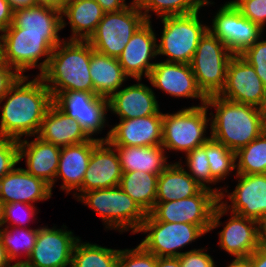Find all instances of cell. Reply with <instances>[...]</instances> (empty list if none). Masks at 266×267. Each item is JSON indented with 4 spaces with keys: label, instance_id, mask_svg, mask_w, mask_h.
I'll return each mask as SVG.
<instances>
[{
    "label": "cell",
    "instance_id": "1",
    "mask_svg": "<svg viewBox=\"0 0 266 267\" xmlns=\"http://www.w3.org/2000/svg\"><path fill=\"white\" fill-rule=\"evenodd\" d=\"M29 77L19 76L0 99L3 104L0 106V137L19 141L23 136L34 137L39 133L53 97L40 76L36 75L30 81Z\"/></svg>",
    "mask_w": 266,
    "mask_h": 267
},
{
    "label": "cell",
    "instance_id": "2",
    "mask_svg": "<svg viewBox=\"0 0 266 267\" xmlns=\"http://www.w3.org/2000/svg\"><path fill=\"white\" fill-rule=\"evenodd\" d=\"M211 111L210 136L237 152L266 129V111L249 104H240L219 95L207 97L205 103Z\"/></svg>",
    "mask_w": 266,
    "mask_h": 267
},
{
    "label": "cell",
    "instance_id": "3",
    "mask_svg": "<svg viewBox=\"0 0 266 267\" xmlns=\"http://www.w3.org/2000/svg\"><path fill=\"white\" fill-rule=\"evenodd\" d=\"M87 40H65L53 49L48 65L40 75L52 97L65 91L93 92L90 76L91 53Z\"/></svg>",
    "mask_w": 266,
    "mask_h": 267
},
{
    "label": "cell",
    "instance_id": "4",
    "mask_svg": "<svg viewBox=\"0 0 266 267\" xmlns=\"http://www.w3.org/2000/svg\"><path fill=\"white\" fill-rule=\"evenodd\" d=\"M77 201L100 216L105 231L117 230L121 234L130 230L136 234L147 215L119 186L84 192Z\"/></svg>",
    "mask_w": 266,
    "mask_h": 267
},
{
    "label": "cell",
    "instance_id": "5",
    "mask_svg": "<svg viewBox=\"0 0 266 267\" xmlns=\"http://www.w3.org/2000/svg\"><path fill=\"white\" fill-rule=\"evenodd\" d=\"M200 11L190 14L160 18L163 24L158 56H166L164 62L190 64L198 43L208 31V25L199 19Z\"/></svg>",
    "mask_w": 266,
    "mask_h": 267
},
{
    "label": "cell",
    "instance_id": "6",
    "mask_svg": "<svg viewBox=\"0 0 266 267\" xmlns=\"http://www.w3.org/2000/svg\"><path fill=\"white\" fill-rule=\"evenodd\" d=\"M207 112L206 105H192L176 113L163 114L161 145L166 152L171 150L187 154L206 143L211 138L206 136L207 126H210Z\"/></svg>",
    "mask_w": 266,
    "mask_h": 267
},
{
    "label": "cell",
    "instance_id": "7",
    "mask_svg": "<svg viewBox=\"0 0 266 267\" xmlns=\"http://www.w3.org/2000/svg\"><path fill=\"white\" fill-rule=\"evenodd\" d=\"M235 179L238 183L234 191L230 193L228 186H224L219 196L209 232L223 225L220 220L228 212L254 220L266 213V174H235ZM225 197L227 200H224Z\"/></svg>",
    "mask_w": 266,
    "mask_h": 267
},
{
    "label": "cell",
    "instance_id": "8",
    "mask_svg": "<svg viewBox=\"0 0 266 267\" xmlns=\"http://www.w3.org/2000/svg\"><path fill=\"white\" fill-rule=\"evenodd\" d=\"M54 48L45 34L22 33V28H7L1 33L0 56L20 76L37 67L40 76ZM42 58L45 59L39 62Z\"/></svg>",
    "mask_w": 266,
    "mask_h": 267
},
{
    "label": "cell",
    "instance_id": "9",
    "mask_svg": "<svg viewBox=\"0 0 266 267\" xmlns=\"http://www.w3.org/2000/svg\"><path fill=\"white\" fill-rule=\"evenodd\" d=\"M136 0L118 12H106L95 32L87 40L92 48L118 58L133 34L146 22Z\"/></svg>",
    "mask_w": 266,
    "mask_h": 267
},
{
    "label": "cell",
    "instance_id": "10",
    "mask_svg": "<svg viewBox=\"0 0 266 267\" xmlns=\"http://www.w3.org/2000/svg\"><path fill=\"white\" fill-rule=\"evenodd\" d=\"M232 52L209 30L200 39L190 63L199 89L206 97L219 95L226 83Z\"/></svg>",
    "mask_w": 266,
    "mask_h": 267
},
{
    "label": "cell",
    "instance_id": "11",
    "mask_svg": "<svg viewBox=\"0 0 266 267\" xmlns=\"http://www.w3.org/2000/svg\"><path fill=\"white\" fill-rule=\"evenodd\" d=\"M142 232L148 234L139 244L156 257H179L183 252L178 250L207 234L198 225L155 221L149 214L137 233Z\"/></svg>",
    "mask_w": 266,
    "mask_h": 267
},
{
    "label": "cell",
    "instance_id": "12",
    "mask_svg": "<svg viewBox=\"0 0 266 267\" xmlns=\"http://www.w3.org/2000/svg\"><path fill=\"white\" fill-rule=\"evenodd\" d=\"M219 196L206 188L198 194L169 202H156L149 215L155 221L189 223L200 226L206 233L211 228L212 215Z\"/></svg>",
    "mask_w": 266,
    "mask_h": 267
},
{
    "label": "cell",
    "instance_id": "13",
    "mask_svg": "<svg viewBox=\"0 0 266 267\" xmlns=\"http://www.w3.org/2000/svg\"><path fill=\"white\" fill-rule=\"evenodd\" d=\"M208 30L216 36L233 55H240L251 47L264 33L257 24L244 17L231 1L216 11Z\"/></svg>",
    "mask_w": 266,
    "mask_h": 267
},
{
    "label": "cell",
    "instance_id": "14",
    "mask_svg": "<svg viewBox=\"0 0 266 267\" xmlns=\"http://www.w3.org/2000/svg\"><path fill=\"white\" fill-rule=\"evenodd\" d=\"M80 239L63 224L39 227L35 246L27 260H17L28 267H71L73 250Z\"/></svg>",
    "mask_w": 266,
    "mask_h": 267
},
{
    "label": "cell",
    "instance_id": "15",
    "mask_svg": "<svg viewBox=\"0 0 266 267\" xmlns=\"http://www.w3.org/2000/svg\"><path fill=\"white\" fill-rule=\"evenodd\" d=\"M53 103L65 114L77 120L90 138L101 133L107 123L109 101L93 92L65 91L53 97ZM101 131V132H100Z\"/></svg>",
    "mask_w": 266,
    "mask_h": 267
},
{
    "label": "cell",
    "instance_id": "16",
    "mask_svg": "<svg viewBox=\"0 0 266 267\" xmlns=\"http://www.w3.org/2000/svg\"><path fill=\"white\" fill-rule=\"evenodd\" d=\"M219 96L266 111V88L252 65L234 55L227 68L226 83Z\"/></svg>",
    "mask_w": 266,
    "mask_h": 267
},
{
    "label": "cell",
    "instance_id": "17",
    "mask_svg": "<svg viewBox=\"0 0 266 267\" xmlns=\"http://www.w3.org/2000/svg\"><path fill=\"white\" fill-rule=\"evenodd\" d=\"M122 174L120 159L115 147L108 141H99L93 147L83 183L73 194V198L77 199L82 193L91 190L117 187Z\"/></svg>",
    "mask_w": 266,
    "mask_h": 267
},
{
    "label": "cell",
    "instance_id": "18",
    "mask_svg": "<svg viewBox=\"0 0 266 267\" xmlns=\"http://www.w3.org/2000/svg\"><path fill=\"white\" fill-rule=\"evenodd\" d=\"M152 87L178 99H199L205 105L207 97L199 89L190 64L156 62L147 79Z\"/></svg>",
    "mask_w": 266,
    "mask_h": 267
},
{
    "label": "cell",
    "instance_id": "19",
    "mask_svg": "<svg viewBox=\"0 0 266 267\" xmlns=\"http://www.w3.org/2000/svg\"><path fill=\"white\" fill-rule=\"evenodd\" d=\"M152 22L146 21L131 37L118 57L119 63L124 73L133 79H148L152 68L156 62H150L158 56L155 30L152 28Z\"/></svg>",
    "mask_w": 266,
    "mask_h": 267
},
{
    "label": "cell",
    "instance_id": "20",
    "mask_svg": "<svg viewBox=\"0 0 266 267\" xmlns=\"http://www.w3.org/2000/svg\"><path fill=\"white\" fill-rule=\"evenodd\" d=\"M163 113L119 120L100 141L113 146H158L162 144Z\"/></svg>",
    "mask_w": 266,
    "mask_h": 267
},
{
    "label": "cell",
    "instance_id": "21",
    "mask_svg": "<svg viewBox=\"0 0 266 267\" xmlns=\"http://www.w3.org/2000/svg\"><path fill=\"white\" fill-rule=\"evenodd\" d=\"M124 86L109 99V111L117 115L120 120L133 119L158 114L160 106L152 87L140 83Z\"/></svg>",
    "mask_w": 266,
    "mask_h": 267
},
{
    "label": "cell",
    "instance_id": "22",
    "mask_svg": "<svg viewBox=\"0 0 266 267\" xmlns=\"http://www.w3.org/2000/svg\"><path fill=\"white\" fill-rule=\"evenodd\" d=\"M52 197L51 186L29 174L25 168L14 167L0 179V200L4 203L24 202L35 205Z\"/></svg>",
    "mask_w": 266,
    "mask_h": 267
},
{
    "label": "cell",
    "instance_id": "23",
    "mask_svg": "<svg viewBox=\"0 0 266 267\" xmlns=\"http://www.w3.org/2000/svg\"><path fill=\"white\" fill-rule=\"evenodd\" d=\"M8 28H22V33L45 34V38L56 47L62 40L61 8L38 4L14 10L13 23Z\"/></svg>",
    "mask_w": 266,
    "mask_h": 267
},
{
    "label": "cell",
    "instance_id": "24",
    "mask_svg": "<svg viewBox=\"0 0 266 267\" xmlns=\"http://www.w3.org/2000/svg\"><path fill=\"white\" fill-rule=\"evenodd\" d=\"M18 145L19 163L25 158V170L48 183L53 190L61 147L46 142L37 135L31 141L29 138L19 140Z\"/></svg>",
    "mask_w": 266,
    "mask_h": 267
},
{
    "label": "cell",
    "instance_id": "25",
    "mask_svg": "<svg viewBox=\"0 0 266 267\" xmlns=\"http://www.w3.org/2000/svg\"><path fill=\"white\" fill-rule=\"evenodd\" d=\"M100 140L91 138L78 144L61 147L55 182L62 180L59 189L73 194L81 187L93 147Z\"/></svg>",
    "mask_w": 266,
    "mask_h": 267
},
{
    "label": "cell",
    "instance_id": "26",
    "mask_svg": "<svg viewBox=\"0 0 266 267\" xmlns=\"http://www.w3.org/2000/svg\"><path fill=\"white\" fill-rule=\"evenodd\" d=\"M231 213L218 233V246L234 257L250 256L259 246L256 220Z\"/></svg>",
    "mask_w": 266,
    "mask_h": 267
},
{
    "label": "cell",
    "instance_id": "27",
    "mask_svg": "<svg viewBox=\"0 0 266 267\" xmlns=\"http://www.w3.org/2000/svg\"><path fill=\"white\" fill-rule=\"evenodd\" d=\"M37 136L59 147L91 139L77 120L62 112L54 103L47 110Z\"/></svg>",
    "mask_w": 266,
    "mask_h": 267
},
{
    "label": "cell",
    "instance_id": "28",
    "mask_svg": "<svg viewBox=\"0 0 266 267\" xmlns=\"http://www.w3.org/2000/svg\"><path fill=\"white\" fill-rule=\"evenodd\" d=\"M104 13L96 0H68L61 7L62 29L67 24L71 26V36L67 40H88Z\"/></svg>",
    "mask_w": 266,
    "mask_h": 267
},
{
    "label": "cell",
    "instance_id": "29",
    "mask_svg": "<svg viewBox=\"0 0 266 267\" xmlns=\"http://www.w3.org/2000/svg\"><path fill=\"white\" fill-rule=\"evenodd\" d=\"M89 70L93 93L107 99L122 88L123 83L128 80L118 58L109 57L96 50L91 53Z\"/></svg>",
    "mask_w": 266,
    "mask_h": 267
},
{
    "label": "cell",
    "instance_id": "30",
    "mask_svg": "<svg viewBox=\"0 0 266 267\" xmlns=\"http://www.w3.org/2000/svg\"><path fill=\"white\" fill-rule=\"evenodd\" d=\"M122 172L144 171L159 175L168 165V156L162 145L114 146Z\"/></svg>",
    "mask_w": 266,
    "mask_h": 267
},
{
    "label": "cell",
    "instance_id": "31",
    "mask_svg": "<svg viewBox=\"0 0 266 267\" xmlns=\"http://www.w3.org/2000/svg\"><path fill=\"white\" fill-rule=\"evenodd\" d=\"M201 187L179 162H171L157 179L156 202H169L198 194Z\"/></svg>",
    "mask_w": 266,
    "mask_h": 267
},
{
    "label": "cell",
    "instance_id": "32",
    "mask_svg": "<svg viewBox=\"0 0 266 267\" xmlns=\"http://www.w3.org/2000/svg\"><path fill=\"white\" fill-rule=\"evenodd\" d=\"M158 175L144 171L123 172L119 187L149 214L156 203Z\"/></svg>",
    "mask_w": 266,
    "mask_h": 267
},
{
    "label": "cell",
    "instance_id": "33",
    "mask_svg": "<svg viewBox=\"0 0 266 267\" xmlns=\"http://www.w3.org/2000/svg\"><path fill=\"white\" fill-rule=\"evenodd\" d=\"M120 249H112L101 245L76 242L71 267H116Z\"/></svg>",
    "mask_w": 266,
    "mask_h": 267
},
{
    "label": "cell",
    "instance_id": "34",
    "mask_svg": "<svg viewBox=\"0 0 266 267\" xmlns=\"http://www.w3.org/2000/svg\"><path fill=\"white\" fill-rule=\"evenodd\" d=\"M136 2L147 21H151V13H155L158 18L184 15L200 11L203 6L214 4L210 0H136Z\"/></svg>",
    "mask_w": 266,
    "mask_h": 267
},
{
    "label": "cell",
    "instance_id": "35",
    "mask_svg": "<svg viewBox=\"0 0 266 267\" xmlns=\"http://www.w3.org/2000/svg\"><path fill=\"white\" fill-rule=\"evenodd\" d=\"M2 227L0 229V240L5 247L7 255L11 261L30 256L38 235L39 227Z\"/></svg>",
    "mask_w": 266,
    "mask_h": 267
},
{
    "label": "cell",
    "instance_id": "36",
    "mask_svg": "<svg viewBox=\"0 0 266 267\" xmlns=\"http://www.w3.org/2000/svg\"><path fill=\"white\" fill-rule=\"evenodd\" d=\"M236 174H266V129L236 152Z\"/></svg>",
    "mask_w": 266,
    "mask_h": 267
},
{
    "label": "cell",
    "instance_id": "37",
    "mask_svg": "<svg viewBox=\"0 0 266 267\" xmlns=\"http://www.w3.org/2000/svg\"><path fill=\"white\" fill-rule=\"evenodd\" d=\"M211 176L219 183L236 171V152L212 137L205 143Z\"/></svg>",
    "mask_w": 266,
    "mask_h": 267
},
{
    "label": "cell",
    "instance_id": "38",
    "mask_svg": "<svg viewBox=\"0 0 266 267\" xmlns=\"http://www.w3.org/2000/svg\"><path fill=\"white\" fill-rule=\"evenodd\" d=\"M185 165H182V158L179 160L181 166L187 167L188 174L203 188L209 189L220 196L224 187L212 188L210 184L216 185L218 182L211 176L208 157L205 152V143L197 148H194L189 153L185 154Z\"/></svg>",
    "mask_w": 266,
    "mask_h": 267
},
{
    "label": "cell",
    "instance_id": "39",
    "mask_svg": "<svg viewBox=\"0 0 266 267\" xmlns=\"http://www.w3.org/2000/svg\"><path fill=\"white\" fill-rule=\"evenodd\" d=\"M35 205L27 204L24 202H13L4 204V223L3 227H23L26 228L27 224L33 218L35 219L37 212Z\"/></svg>",
    "mask_w": 266,
    "mask_h": 267
},
{
    "label": "cell",
    "instance_id": "40",
    "mask_svg": "<svg viewBox=\"0 0 266 267\" xmlns=\"http://www.w3.org/2000/svg\"><path fill=\"white\" fill-rule=\"evenodd\" d=\"M157 257L140 244L132 249H120L116 267H156Z\"/></svg>",
    "mask_w": 266,
    "mask_h": 267
},
{
    "label": "cell",
    "instance_id": "41",
    "mask_svg": "<svg viewBox=\"0 0 266 267\" xmlns=\"http://www.w3.org/2000/svg\"><path fill=\"white\" fill-rule=\"evenodd\" d=\"M262 36L240 56L253 66L266 88V39Z\"/></svg>",
    "mask_w": 266,
    "mask_h": 267
},
{
    "label": "cell",
    "instance_id": "42",
    "mask_svg": "<svg viewBox=\"0 0 266 267\" xmlns=\"http://www.w3.org/2000/svg\"><path fill=\"white\" fill-rule=\"evenodd\" d=\"M241 14L257 24L261 29L266 26V0H230Z\"/></svg>",
    "mask_w": 266,
    "mask_h": 267
},
{
    "label": "cell",
    "instance_id": "43",
    "mask_svg": "<svg viewBox=\"0 0 266 267\" xmlns=\"http://www.w3.org/2000/svg\"><path fill=\"white\" fill-rule=\"evenodd\" d=\"M19 164L18 140L0 137V179Z\"/></svg>",
    "mask_w": 266,
    "mask_h": 267
},
{
    "label": "cell",
    "instance_id": "44",
    "mask_svg": "<svg viewBox=\"0 0 266 267\" xmlns=\"http://www.w3.org/2000/svg\"><path fill=\"white\" fill-rule=\"evenodd\" d=\"M205 248L191 249L183 252L178 258L181 267H217L213 256Z\"/></svg>",
    "mask_w": 266,
    "mask_h": 267
},
{
    "label": "cell",
    "instance_id": "45",
    "mask_svg": "<svg viewBox=\"0 0 266 267\" xmlns=\"http://www.w3.org/2000/svg\"><path fill=\"white\" fill-rule=\"evenodd\" d=\"M20 75L9 65H7L0 56V99L7 93L10 86L18 79Z\"/></svg>",
    "mask_w": 266,
    "mask_h": 267
},
{
    "label": "cell",
    "instance_id": "46",
    "mask_svg": "<svg viewBox=\"0 0 266 267\" xmlns=\"http://www.w3.org/2000/svg\"><path fill=\"white\" fill-rule=\"evenodd\" d=\"M14 10L7 0H0V33L13 23Z\"/></svg>",
    "mask_w": 266,
    "mask_h": 267
},
{
    "label": "cell",
    "instance_id": "47",
    "mask_svg": "<svg viewBox=\"0 0 266 267\" xmlns=\"http://www.w3.org/2000/svg\"><path fill=\"white\" fill-rule=\"evenodd\" d=\"M102 10L106 12H118L126 8L129 4L125 0H96Z\"/></svg>",
    "mask_w": 266,
    "mask_h": 267
},
{
    "label": "cell",
    "instance_id": "48",
    "mask_svg": "<svg viewBox=\"0 0 266 267\" xmlns=\"http://www.w3.org/2000/svg\"><path fill=\"white\" fill-rule=\"evenodd\" d=\"M256 230L258 246L266 249V213L256 220Z\"/></svg>",
    "mask_w": 266,
    "mask_h": 267
},
{
    "label": "cell",
    "instance_id": "49",
    "mask_svg": "<svg viewBox=\"0 0 266 267\" xmlns=\"http://www.w3.org/2000/svg\"><path fill=\"white\" fill-rule=\"evenodd\" d=\"M249 258L253 267H266V249L258 247Z\"/></svg>",
    "mask_w": 266,
    "mask_h": 267
},
{
    "label": "cell",
    "instance_id": "50",
    "mask_svg": "<svg viewBox=\"0 0 266 267\" xmlns=\"http://www.w3.org/2000/svg\"><path fill=\"white\" fill-rule=\"evenodd\" d=\"M156 267H181L178 257H157Z\"/></svg>",
    "mask_w": 266,
    "mask_h": 267
},
{
    "label": "cell",
    "instance_id": "51",
    "mask_svg": "<svg viewBox=\"0 0 266 267\" xmlns=\"http://www.w3.org/2000/svg\"><path fill=\"white\" fill-rule=\"evenodd\" d=\"M13 10H17L19 8H24V7H32L36 6L39 3L37 0H7Z\"/></svg>",
    "mask_w": 266,
    "mask_h": 267
},
{
    "label": "cell",
    "instance_id": "52",
    "mask_svg": "<svg viewBox=\"0 0 266 267\" xmlns=\"http://www.w3.org/2000/svg\"><path fill=\"white\" fill-rule=\"evenodd\" d=\"M226 267H253L251 263V259L249 256L247 257H234L232 262L228 264Z\"/></svg>",
    "mask_w": 266,
    "mask_h": 267
},
{
    "label": "cell",
    "instance_id": "53",
    "mask_svg": "<svg viewBox=\"0 0 266 267\" xmlns=\"http://www.w3.org/2000/svg\"><path fill=\"white\" fill-rule=\"evenodd\" d=\"M12 261L9 259L5 247L0 240V267L11 266Z\"/></svg>",
    "mask_w": 266,
    "mask_h": 267
},
{
    "label": "cell",
    "instance_id": "54",
    "mask_svg": "<svg viewBox=\"0 0 266 267\" xmlns=\"http://www.w3.org/2000/svg\"><path fill=\"white\" fill-rule=\"evenodd\" d=\"M68 0H37L39 4H47L61 8Z\"/></svg>",
    "mask_w": 266,
    "mask_h": 267
},
{
    "label": "cell",
    "instance_id": "55",
    "mask_svg": "<svg viewBox=\"0 0 266 267\" xmlns=\"http://www.w3.org/2000/svg\"><path fill=\"white\" fill-rule=\"evenodd\" d=\"M4 203L0 200V229L3 227L4 223Z\"/></svg>",
    "mask_w": 266,
    "mask_h": 267
},
{
    "label": "cell",
    "instance_id": "56",
    "mask_svg": "<svg viewBox=\"0 0 266 267\" xmlns=\"http://www.w3.org/2000/svg\"><path fill=\"white\" fill-rule=\"evenodd\" d=\"M9 267H28V266H26L24 263H13L11 266H9Z\"/></svg>",
    "mask_w": 266,
    "mask_h": 267
}]
</instances>
